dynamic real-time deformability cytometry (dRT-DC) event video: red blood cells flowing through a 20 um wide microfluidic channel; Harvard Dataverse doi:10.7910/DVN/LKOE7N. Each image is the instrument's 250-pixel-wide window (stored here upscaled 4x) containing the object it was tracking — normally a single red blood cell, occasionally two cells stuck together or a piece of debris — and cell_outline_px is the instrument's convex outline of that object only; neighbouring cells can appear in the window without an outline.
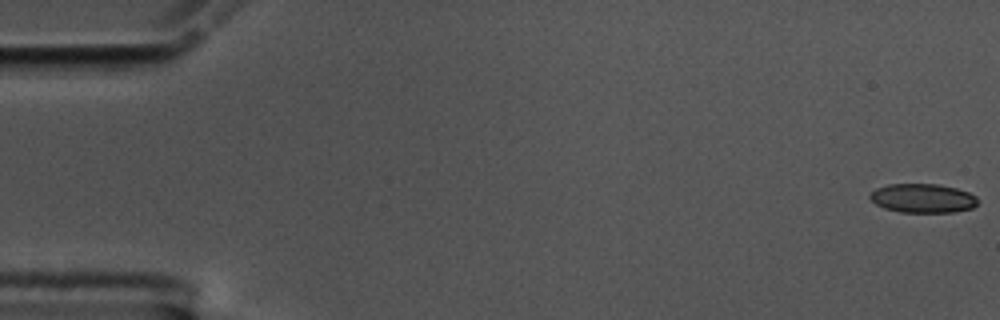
{"species": "common noctule bat (a hibernating species)", "species_latin": "Nyctalus noctula", "temperature_condition": "cold", "stored_images_in_passage": 55, "camera_frame_rate_fps": 3000, "um_per_image_px": 0.085, "animal": {"sex": "male", "body_mass_g": 17.5, "forearm_length_mm": 52.3}, "frame": {"image": 1, "passage_image": 1, "time_ms": 0.0, "image_size_px": [1000, 320], "cell_outline_px": [[980, 200], [972, 208], [952, 212], [900, 212], [884, 208], [876, 204], [868, 196], [876, 188], [888, 184], [936, 184], [956, 188], [968, 192], [976, 196]], "centroid_in_image_um": [78.44, 16.85], "position_along_channel_um": 6.6, "area_um2": 18.21}}
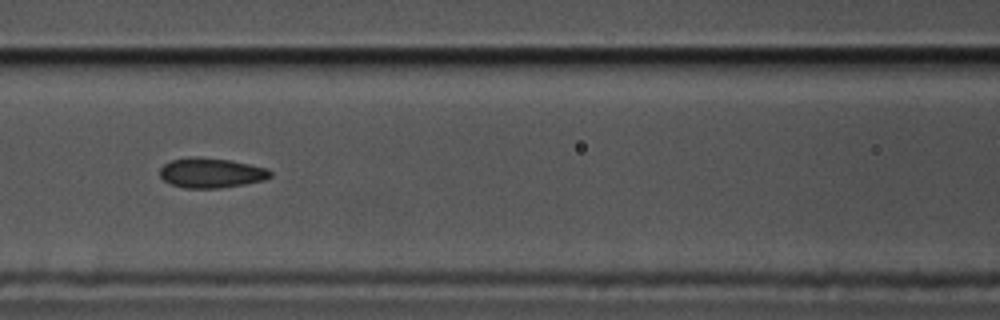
{"frame": {"image": 2, "passage_image": 25, "time_ms": 8.0, "image_size_px": [1000, 320], "cell_outline_px": [[272, 176], [264, 180], [244, 184], [220, 188], [184, 188], [172, 184], [164, 180], [160, 176], [160, 168], [164, 164], [172, 160], [192, 156], [196, 156], [232, 160], [268, 168], [272, 172]], "centroid_in_image_um": [17.97, 14.68], "position_along_channel_um": 148.6, "area_um2": 19.36}}
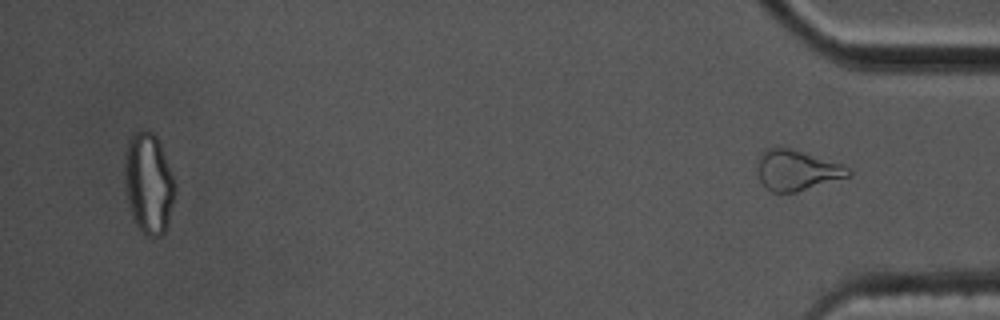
{"frame": {"image": 3, "passage_image": 55, "time_ms": 18.0, "image_size_px": [1000, 320], "cell_outline_px": [[852, 176], [796, 192], [772, 192], [760, 180], [756, 168], [760, 152], [764, 148], [792, 148], [844, 164], [852, 172]], "centroid_in_image_um": [67.75, 14.45], "position_along_channel_um": 367.5, "area_um2": 21.68}, "authors_computed_cell_mechanics": {"area_um2": 19.2474, "velocity_mm_per_s": 3.5642, "shape_relaxation_time_tau1_ms": null, "shape_relaxation_time_tau2_ms": 2.892, "deformation_change_tau1": null, "deformation_change_tau2": 0.0857}}